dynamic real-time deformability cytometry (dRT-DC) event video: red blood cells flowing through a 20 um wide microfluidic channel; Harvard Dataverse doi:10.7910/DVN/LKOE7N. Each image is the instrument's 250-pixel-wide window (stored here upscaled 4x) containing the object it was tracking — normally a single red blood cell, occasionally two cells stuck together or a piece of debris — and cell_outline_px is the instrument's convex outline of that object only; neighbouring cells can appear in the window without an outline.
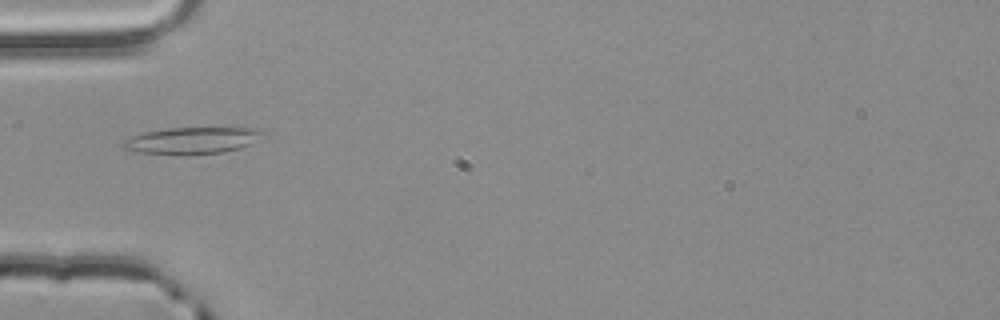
{"species": "common noctule bat (a hibernating species)", "species_latin": "Nyctalus noctula", "temperature_condition": "room temperature", "stored_images_in_passage": 26, "camera_frame_rate_fps": 3000, "um_per_image_px": 0.085, "animal": {"sex": "male", "body_mass_g": 20.4}, "frame": {"image": 1, "passage_image": 1, "time_ms": 0.0, "image_size_px": [1000, 320], "cell_outline_px": [[268, 132], [252, 144], [240, 148], [224, 152], [184, 156], [176, 156], [140, 152], [120, 148], [120, 144], [124, 140], [132, 136], [144, 132], [168, 128], [260, 128]], "centroid_in_image_um": [16.34, 11.96], "position_along_channel_um": 68.7, "area_um2": 22.37}}